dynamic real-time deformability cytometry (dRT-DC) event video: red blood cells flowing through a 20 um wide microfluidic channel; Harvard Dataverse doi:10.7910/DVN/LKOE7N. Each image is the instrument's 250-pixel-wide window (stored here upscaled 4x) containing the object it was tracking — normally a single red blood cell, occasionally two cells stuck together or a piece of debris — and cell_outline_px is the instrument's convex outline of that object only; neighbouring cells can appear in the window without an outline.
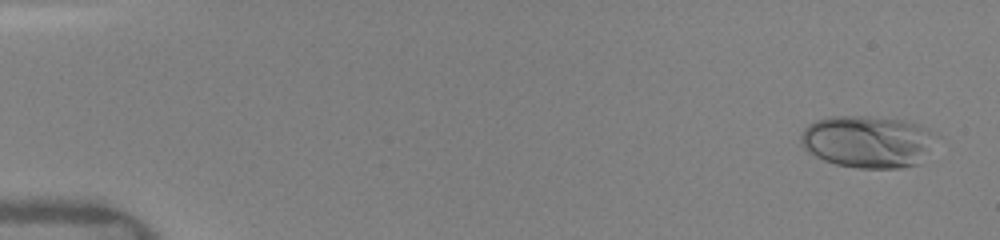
{"species": "human", "species_latin": "Homo sapiens", "temperature_condition": "warm", "stored_images_in_passage": 80, "camera_frame_rate_fps": 3000, "um_per_image_px": 0.085, "donor": {"sex": "female"}, "frame": {"image": 1, "passage_image": 5, "time_ms": 0.667, "image_size_px": [1000, 240], "cell_outline_px": [[940, 136], [920, 164], [900, 168], [860, 168], [836, 164], [824, 160], [808, 152], [800, 144], [800, 136], [804, 128], [808, 124], [816, 120], [828, 116], [868, 116], [904, 120], [920, 124], [928, 128]], "centroid_in_image_um": [73.8, 12.03], "position_along_channel_um": 11.2, "area_um2": 41.85}}
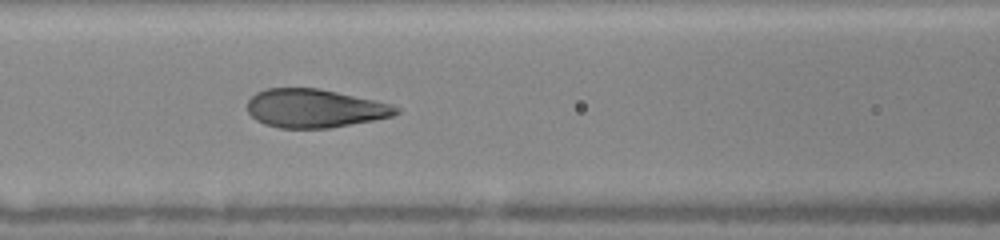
{"frame": {"image": 2, "passage_image": 35, "time_ms": 7.333, "image_size_px": [1000, 240], "cell_outline_px": [[400, 112], [392, 116], [372, 120], [328, 128], [280, 128], [264, 124], [256, 120], [248, 112], [248, 100], [256, 92], [264, 88], [320, 88], [392, 104], [400, 108]], "centroid_in_image_um": [26.73, 9.2], "position_along_channel_um": 139.9, "area_um2": 33.35}}
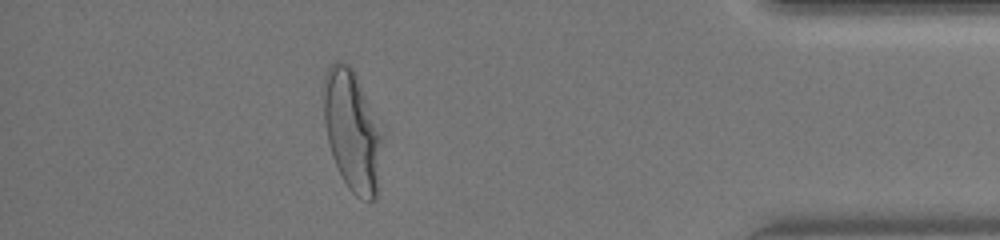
{"frame": {"image": 3, "passage_image": 75, "time_ms": 14.667, "image_size_px": [1000, 240], "cell_outline_px": [[380, 144], [376, 200], [360, 200], [348, 188], [332, 156], [328, 144], [324, 120], [324, 76], [328, 68], [336, 60], [340, 60], [348, 64], [352, 68], [356, 76], [380, 136]], "centroid_in_image_um": [29.86, 11.14], "position_along_channel_um": 405.3, "area_um2": 39.48}, "authors_computed_cell_mechanics": {"area_um2": 35.7782, "velocity_mm_per_s": 4.1156, "shape_relaxation_time_tau1_ms": 3.7359, "shape_relaxation_time_tau2_ms": null, "deformation_change_tau1": 0.1874, "deformation_change_tau2": null}}